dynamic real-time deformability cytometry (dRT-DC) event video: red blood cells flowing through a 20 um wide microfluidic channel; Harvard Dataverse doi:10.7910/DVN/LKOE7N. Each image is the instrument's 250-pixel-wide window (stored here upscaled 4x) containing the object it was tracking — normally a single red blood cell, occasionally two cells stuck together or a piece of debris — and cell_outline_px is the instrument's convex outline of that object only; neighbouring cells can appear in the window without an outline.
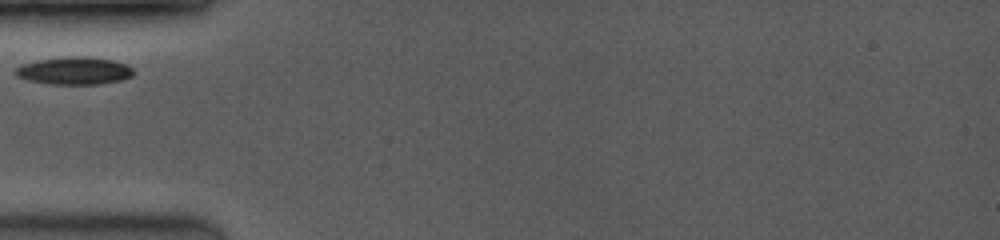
{"species": "common noctule bat (a hibernating species)", "species_latin": "Nyctalus noctula", "temperature_condition": "room temperature", "stored_images_in_passage": 2, "camera_frame_rate_fps": 3500, "um_per_image_px": 0.085, "animal": {"sex": "female", "body_mass_g": 19.0, "forearm_length_mm": 53.3}, "frame": {"image": 1, "passage_image": 1, "time_ms": 0.0, "image_size_px": [1000, 240], "cell_outline_px": [[136, 72], [132, 76], [124, 80], [100, 84], [48, 84], [28, 80], [16, 76], [16, 68], [20, 64], [40, 60], [68, 56], [84, 56], [112, 60], [124, 64], [132, 68]], "centroid_in_image_um": [6.34, 6.02], "position_along_channel_um": 78.7, "area_um2": 19.02}}